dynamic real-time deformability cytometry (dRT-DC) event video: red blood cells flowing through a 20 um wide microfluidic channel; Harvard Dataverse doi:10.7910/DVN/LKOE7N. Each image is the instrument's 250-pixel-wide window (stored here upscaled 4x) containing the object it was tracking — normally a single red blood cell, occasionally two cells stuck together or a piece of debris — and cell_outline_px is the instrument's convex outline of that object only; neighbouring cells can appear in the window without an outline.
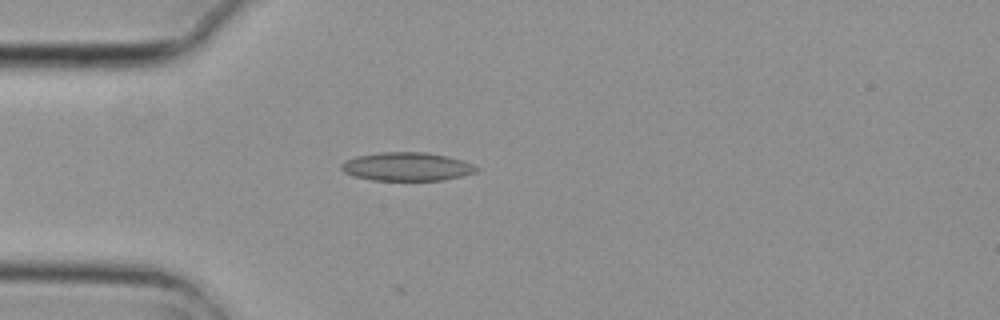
{"species": "common noctule bat (a hibernating species)", "species_latin": "Nyctalus noctula", "temperature_condition": "cold", "stored_images_in_passage": 5, "camera_frame_rate_fps": 3000, "um_per_image_px": 0.085, "animal": {"sex": "female", "body_mass_g": 29.2, "forearm_length_mm": 56.3}, "frame": {"image": 1, "passage_image": 5, "time_ms": 1.333, "image_size_px": [1000, 320], "cell_outline_px": [[480, 168], [476, 172], [444, 180], [372, 180], [352, 176], [344, 172], [340, 168], [340, 164], [344, 160], [356, 156], [380, 152], [424, 152], [448, 156], [472, 164]], "centroid_in_image_um": [34.53, 14.16], "position_along_channel_um": 50.5, "area_um2": 22.48}}